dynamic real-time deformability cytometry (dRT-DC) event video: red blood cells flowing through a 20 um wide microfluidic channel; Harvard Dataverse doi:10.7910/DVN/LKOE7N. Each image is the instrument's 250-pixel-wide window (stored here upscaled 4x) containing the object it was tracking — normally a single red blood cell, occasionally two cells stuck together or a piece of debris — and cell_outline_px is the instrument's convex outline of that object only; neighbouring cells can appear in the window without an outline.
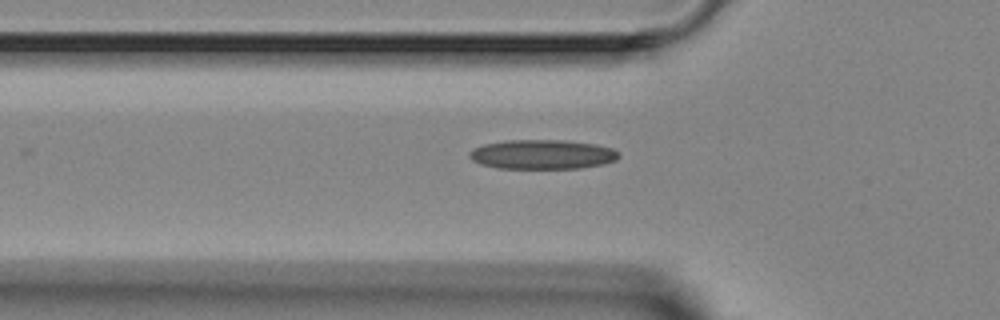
{"species": "Egyptian fruit bat (a non-hibernating species)", "species_latin": "Rousettus aegyptiacus", "temperature_condition": "room temperature", "stored_images_in_passage": 2, "camera_frame_rate_fps": 3000, "um_per_image_px": 0.085, "animal": {"sex": "female"}, "frame": {"image": 1, "passage_image": 2, "time_ms": 1.0, "image_size_px": [1000, 320], "cell_outline_px": [[620, 156], [616, 160], [604, 164], [580, 168], [496, 168], [480, 164], [472, 160], [468, 156], [468, 152], [472, 148], [484, 144], [508, 140], [564, 140], [596, 144], [612, 148], [620, 152]], "centroid_in_image_um": [46.09, 13.12], "position_along_channel_um": 79.7, "area_um2": 25.84}}